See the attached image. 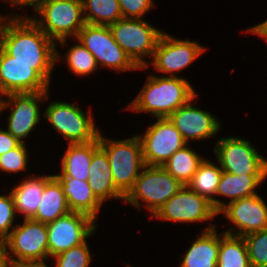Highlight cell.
I'll return each instance as SVG.
<instances>
[{
	"label": "cell",
	"instance_id": "cell-1",
	"mask_svg": "<svg viewBox=\"0 0 267 267\" xmlns=\"http://www.w3.org/2000/svg\"><path fill=\"white\" fill-rule=\"evenodd\" d=\"M0 47L15 61L34 65V70L51 86L56 67V43L30 18L0 16Z\"/></svg>",
	"mask_w": 267,
	"mask_h": 267
},
{
	"label": "cell",
	"instance_id": "cell-2",
	"mask_svg": "<svg viewBox=\"0 0 267 267\" xmlns=\"http://www.w3.org/2000/svg\"><path fill=\"white\" fill-rule=\"evenodd\" d=\"M145 82L125 110L147 113L154 118H166L198 94L191 82L183 76L165 77L150 74Z\"/></svg>",
	"mask_w": 267,
	"mask_h": 267
},
{
	"label": "cell",
	"instance_id": "cell-3",
	"mask_svg": "<svg viewBox=\"0 0 267 267\" xmlns=\"http://www.w3.org/2000/svg\"><path fill=\"white\" fill-rule=\"evenodd\" d=\"M0 16L6 18H30L50 39L58 45H67L68 38L74 39L86 24L82 0H48L35 14L18 12ZM18 14V15H17ZM40 16V17H39Z\"/></svg>",
	"mask_w": 267,
	"mask_h": 267
},
{
	"label": "cell",
	"instance_id": "cell-4",
	"mask_svg": "<svg viewBox=\"0 0 267 267\" xmlns=\"http://www.w3.org/2000/svg\"><path fill=\"white\" fill-rule=\"evenodd\" d=\"M99 146L105 151L115 188L125 197L146 166L138 134L124 139H109L99 133Z\"/></svg>",
	"mask_w": 267,
	"mask_h": 267
},
{
	"label": "cell",
	"instance_id": "cell-5",
	"mask_svg": "<svg viewBox=\"0 0 267 267\" xmlns=\"http://www.w3.org/2000/svg\"><path fill=\"white\" fill-rule=\"evenodd\" d=\"M182 187L162 166L146 165L123 201L135 209L144 206L153 217Z\"/></svg>",
	"mask_w": 267,
	"mask_h": 267
},
{
	"label": "cell",
	"instance_id": "cell-6",
	"mask_svg": "<svg viewBox=\"0 0 267 267\" xmlns=\"http://www.w3.org/2000/svg\"><path fill=\"white\" fill-rule=\"evenodd\" d=\"M76 103L51 101L43 111V117L49 121L56 133L64 136L68 144L95 141L101 129L97 127L94 115L86 113Z\"/></svg>",
	"mask_w": 267,
	"mask_h": 267
},
{
	"label": "cell",
	"instance_id": "cell-7",
	"mask_svg": "<svg viewBox=\"0 0 267 267\" xmlns=\"http://www.w3.org/2000/svg\"><path fill=\"white\" fill-rule=\"evenodd\" d=\"M108 26L113 38L130 59L139 68L146 67V59H152L163 31L145 19L135 18H121Z\"/></svg>",
	"mask_w": 267,
	"mask_h": 267
},
{
	"label": "cell",
	"instance_id": "cell-8",
	"mask_svg": "<svg viewBox=\"0 0 267 267\" xmlns=\"http://www.w3.org/2000/svg\"><path fill=\"white\" fill-rule=\"evenodd\" d=\"M214 146L216 160L224 172L236 176L267 175V159L249 140L236 135L222 137Z\"/></svg>",
	"mask_w": 267,
	"mask_h": 267
},
{
	"label": "cell",
	"instance_id": "cell-9",
	"mask_svg": "<svg viewBox=\"0 0 267 267\" xmlns=\"http://www.w3.org/2000/svg\"><path fill=\"white\" fill-rule=\"evenodd\" d=\"M11 265L49 260L47 227L45 223L23 219L16 223L5 239Z\"/></svg>",
	"mask_w": 267,
	"mask_h": 267
},
{
	"label": "cell",
	"instance_id": "cell-10",
	"mask_svg": "<svg viewBox=\"0 0 267 267\" xmlns=\"http://www.w3.org/2000/svg\"><path fill=\"white\" fill-rule=\"evenodd\" d=\"M76 39L95 57L98 67L118 72L141 70L117 44L108 25L86 23Z\"/></svg>",
	"mask_w": 267,
	"mask_h": 267
},
{
	"label": "cell",
	"instance_id": "cell-11",
	"mask_svg": "<svg viewBox=\"0 0 267 267\" xmlns=\"http://www.w3.org/2000/svg\"><path fill=\"white\" fill-rule=\"evenodd\" d=\"M206 50L204 45L196 41L175 38L164 31L154 50L151 62L140 69L141 71L148 70L151 66L156 72H159V75L163 74L161 76L181 77L177 74L195 62Z\"/></svg>",
	"mask_w": 267,
	"mask_h": 267
},
{
	"label": "cell",
	"instance_id": "cell-12",
	"mask_svg": "<svg viewBox=\"0 0 267 267\" xmlns=\"http://www.w3.org/2000/svg\"><path fill=\"white\" fill-rule=\"evenodd\" d=\"M49 92L9 93L3 96L2 112L5 109L10 110L6 129L20 143H25L24 139L28 138L41 122L43 111L40 110V102L44 104L48 101Z\"/></svg>",
	"mask_w": 267,
	"mask_h": 267
},
{
	"label": "cell",
	"instance_id": "cell-13",
	"mask_svg": "<svg viewBox=\"0 0 267 267\" xmlns=\"http://www.w3.org/2000/svg\"><path fill=\"white\" fill-rule=\"evenodd\" d=\"M98 224L91 217L70 212L46 224L49 260L51 257L84 243L96 233Z\"/></svg>",
	"mask_w": 267,
	"mask_h": 267
},
{
	"label": "cell",
	"instance_id": "cell-14",
	"mask_svg": "<svg viewBox=\"0 0 267 267\" xmlns=\"http://www.w3.org/2000/svg\"><path fill=\"white\" fill-rule=\"evenodd\" d=\"M154 119L156 121L138 136L142 144L145 165L162 166L187 143L168 117Z\"/></svg>",
	"mask_w": 267,
	"mask_h": 267
},
{
	"label": "cell",
	"instance_id": "cell-15",
	"mask_svg": "<svg viewBox=\"0 0 267 267\" xmlns=\"http://www.w3.org/2000/svg\"><path fill=\"white\" fill-rule=\"evenodd\" d=\"M216 216L211 202L184 185L152 218L184 224L210 222Z\"/></svg>",
	"mask_w": 267,
	"mask_h": 267
},
{
	"label": "cell",
	"instance_id": "cell-16",
	"mask_svg": "<svg viewBox=\"0 0 267 267\" xmlns=\"http://www.w3.org/2000/svg\"><path fill=\"white\" fill-rule=\"evenodd\" d=\"M217 214L232 222L233 227L223 231L229 235L243 237L267 229V203L258 193L226 203Z\"/></svg>",
	"mask_w": 267,
	"mask_h": 267
},
{
	"label": "cell",
	"instance_id": "cell-17",
	"mask_svg": "<svg viewBox=\"0 0 267 267\" xmlns=\"http://www.w3.org/2000/svg\"><path fill=\"white\" fill-rule=\"evenodd\" d=\"M197 96L196 94L168 117L187 144H190L192 140L216 138L222 128V123L213 113L193 103Z\"/></svg>",
	"mask_w": 267,
	"mask_h": 267
},
{
	"label": "cell",
	"instance_id": "cell-18",
	"mask_svg": "<svg viewBox=\"0 0 267 267\" xmlns=\"http://www.w3.org/2000/svg\"><path fill=\"white\" fill-rule=\"evenodd\" d=\"M49 87L34 65L15 61L0 47V95L49 91Z\"/></svg>",
	"mask_w": 267,
	"mask_h": 267
},
{
	"label": "cell",
	"instance_id": "cell-19",
	"mask_svg": "<svg viewBox=\"0 0 267 267\" xmlns=\"http://www.w3.org/2000/svg\"><path fill=\"white\" fill-rule=\"evenodd\" d=\"M200 233L187 252L182 255L180 267H217L219 253L217 226L210 222Z\"/></svg>",
	"mask_w": 267,
	"mask_h": 267
},
{
	"label": "cell",
	"instance_id": "cell-20",
	"mask_svg": "<svg viewBox=\"0 0 267 267\" xmlns=\"http://www.w3.org/2000/svg\"><path fill=\"white\" fill-rule=\"evenodd\" d=\"M87 181L92 193L103 205L106 200H124V196L115 188L108 157L100 146L93 152Z\"/></svg>",
	"mask_w": 267,
	"mask_h": 267
},
{
	"label": "cell",
	"instance_id": "cell-21",
	"mask_svg": "<svg viewBox=\"0 0 267 267\" xmlns=\"http://www.w3.org/2000/svg\"><path fill=\"white\" fill-rule=\"evenodd\" d=\"M55 178L61 183L71 212L85 214L97 221L103 204L92 193L88 181H80L72 177Z\"/></svg>",
	"mask_w": 267,
	"mask_h": 267
},
{
	"label": "cell",
	"instance_id": "cell-22",
	"mask_svg": "<svg viewBox=\"0 0 267 267\" xmlns=\"http://www.w3.org/2000/svg\"><path fill=\"white\" fill-rule=\"evenodd\" d=\"M34 175V176H33ZM27 176L20 183L13 186L11 194L14 198L16 214L24 219L32 218L42 200L45 183L53 176L49 174Z\"/></svg>",
	"mask_w": 267,
	"mask_h": 267
},
{
	"label": "cell",
	"instance_id": "cell-23",
	"mask_svg": "<svg viewBox=\"0 0 267 267\" xmlns=\"http://www.w3.org/2000/svg\"><path fill=\"white\" fill-rule=\"evenodd\" d=\"M99 147V136L95 141L68 144L61 159V171L54 177H72L87 181L93 152Z\"/></svg>",
	"mask_w": 267,
	"mask_h": 267
},
{
	"label": "cell",
	"instance_id": "cell-24",
	"mask_svg": "<svg viewBox=\"0 0 267 267\" xmlns=\"http://www.w3.org/2000/svg\"><path fill=\"white\" fill-rule=\"evenodd\" d=\"M266 178L267 175L236 176L223 171L216 189L215 211L218 213L226 205V201H221V199L216 198V196H224L229 199L227 203H230L257 194L258 191L256 190L264 183L263 181Z\"/></svg>",
	"mask_w": 267,
	"mask_h": 267
},
{
	"label": "cell",
	"instance_id": "cell-25",
	"mask_svg": "<svg viewBox=\"0 0 267 267\" xmlns=\"http://www.w3.org/2000/svg\"><path fill=\"white\" fill-rule=\"evenodd\" d=\"M70 212L61 183L52 176L45 183L41 203L31 219L47 224Z\"/></svg>",
	"mask_w": 267,
	"mask_h": 267
},
{
	"label": "cell",
	"instance_id": "cell-26",
	"mask_svg": "<svg viewBox=\"0 0 267 267\" xmlns=\"http://www.w3.org/2000/svg\"><path fill=\"white\" fill-rule=\"evenodd\" d=\"M204 159L205 157L199 155L197 151H194L187 144L182 149L176 151L162 167L184 186L190 182Z\"/></svg>",
	"mask_w": 267,
	"mask_h": 267
},
{
	"label": "cell",
	"instance_id": "cell-27",
	"mask_svg": "<svg viewBox=\"0 0 267 267\" xmlns=\"http://www.w3.org/2000/svg\"><path fill=\"white\" fill-rule=\"evenodd\" d=\"M216 163L205 158L187 184L190 189L211 202L214 210L216 189L223 172L219 163Z\"/></svg>",
	"mask_w": 267,
	"mask_h": 267
},
{
	"label": "cell",
	"instance_id": "cell-28",
	"mask_svg": "<svg viewBox=\"0 0 267 267\" xmlns=\"http://www.w3.org/2000/svg\"><path fill=\"white\" fill-rule=\"evenodd\" d=\"M217 267H251L243 237L219 233Z\"/></svg>",
	"mask_w": 267,
	"mask_h": 267
},
{
	"label": "cell",
	"instance_id": "cell-29",
	"mask_svg": "<svg viewBox=\"0 0 267 267\" xmlns=\"http://www.w3.org/2000/svg\"><path fill=\"white\" fill-rule=\"evenodd\" d=\"M75 44L67 49V52L61 54L56 49V61H61V58L66 61L68 69L75 74L76 76H87L96 72L99 68L95 57L91 54V52L85 48L82 43L74 38Z\"/></svg>",
	"mask_w": 267,
	"mask_h": 267
},
{
	"label": "cell",
	"instance_id": "cell-30",
	"mask_svg": "<svg viewBox=\"0 0 267 267\" xmlns=\"http://www.w3.org/2000/svg\"><path fill=\"white\" fill-rule=\"evenodd\" d=\"M85 23L92 25H110L121 15L118 0H82Z\"/></svg>",
	"mask_w": 267,
	"mask_h": 267
},
{
	"label": "cell",
	"instance_id": "cell-31",
	"mask_svg": "<svg viewBox=\"0 0 267 267\" xmlns=\"http://www.w3.org/2000/svg\"><path fill=\"white\" fill-rule=\"evenodd\" d=\"M88 240L51 257L55 261L54 267H89L93 257L87 244Z\"/></svg>",
	"mask_w": 267,
	"mask_h": 267
},
{
	"label": "cell",
	"instance_id": "cell-32",
	"mask_svg": "<svg viewBox=\"0 0 267 267\" xmlns=\"http://www.w3.org/2000/svg\"><path fill=\"white\" fill-rule=\"evenodd\" d=\"M251 267H267V229L243 236Z\"/></svg>",
	"mask_w": 267,
	"mask_h": 267
},
{
	"label": "cell",
	"instance_id": "cell-33",
	"mask_svg": "<svg viewBox=\"0 0 267 267\" xmlns=\"http://www.w3.org/2000/svg\"><path fill=\"white\" fill-rule=\"evenodd\" d=\"M26 143H20L16 148L0 156V172L20 173L28 169L29 150Z\"/></svg>",
	"mask_w": 267,
	"mask_h": 267
},
{
	"label": "cell",
	"instance_id": "cell-34",
	"mask_svg": "<svg viewBox=\"0 0 267 267\" xmlns=\"http://www.w3.org/2000/svg\"><path fill=\"white\" fill-rule=\"evenodd\" d=\"M9 194L0 195V239L5 240L16 226L14 220L16 218V209L14 198L11 192Z\"/></svg>",
	"mask_w": 267,
	"mask_h": 267
},
{
	"label": "cell",
	"instance_id": "cell-35",
	"mask_svg": "<svg viewBox=\"0 0 267 267\" xmlns=\"http://www.w3.org/2000/svg\"><path fill=\"white\" fill-rule=\"evenodd\" d=\"M123 18L143 19L155 8L154 0H118Z\"/></svg>",
	"mask_w": 267,
	"mask_h": 267
},
{
	"label": "cell",
	"instance_id": "cell-36",
	"mask_svg": "<svg viewBox=\"0 0 267 267\" xmlns=\"http://www.w3.org/2000/svg\"><path fill=\"white\" fill-rule=\"evenodd\" d=\"M20 142L6 129L0 128V156L16 148Z\"/></svg>",
	"mask_w": 267,
	"mask_h": 267
},
{
	"label": "cell",
	"instance_id": "cell-37",
	"mask_svg": "<svg viewBox=\"0 0 267 267\" xmlns=\"http://www.w3.org/2000/svg\"><path fill=\"white\" fill-rule=\"evenodd\" d=\"M48 0H5L4 2L9 3L10 6L13 7V10H15V6L23 8L31 7L33 11L36 13ZM28 6V7H27Z\"/></svg>",
	"mask_w": 267,
	"mask_h": 267
},
{
	"label": "cell",
	"instance_id": "cell-38",
	"mask_svg": "<svg viewBox=\"0 0 267 267\" xmlns=\"http://www.w3.org/2000/svg\"><path fill=\"white\" fill-rule=\"evenodd\" d=\"M246 32L257 35L258 37L267 41V19L262 23H259L253 27L247 28Z\"/></svg>",
	"mask_w": 267,
	"mask_h": 267
},
{
	"label": "cell",
	"instance_id": "cell-39",
	"mask_svg": "<svg viewBox=\"0 0 267 267\" xmlns=\"http://www.w3.org/2000/svg\"><path fill=\"white\" fill-rule=\"evenodd\" d=\"M10 265L6 242L0 239V267H9Z\"/></svg>",
	"mask_w": 267,
	"mask_h": 267
},
{
	"label": "cell",
	"instance_id": "cell-40",
	"mask_svg": "<svg viewBox=\"0 0 267 267\" xmlns=\"http://www.w3.org/2000/svg\"><path fill=\"white\" fill-rule=\"evenodd\" d=\"M17 267H50L47 262H33V263H21L16 265Z\"/></svg>",
	"mask_w": 267,
	"mask_h": 267
},
{
	"label": "cell",
	"instance_id": "cell-41",
	"mask_svg": "<svg viewBox=\"0 0 267 267\" xmlns=\"http://www.w3.org/2000/svg\"><path fill=\"white\" fill-rule=\"evenodd\" d=\"M3 99V95H0V114L2 113Z\"/></svg>",
	"mask_w": 267,
	"mask_h": 267
}]
</instances>
